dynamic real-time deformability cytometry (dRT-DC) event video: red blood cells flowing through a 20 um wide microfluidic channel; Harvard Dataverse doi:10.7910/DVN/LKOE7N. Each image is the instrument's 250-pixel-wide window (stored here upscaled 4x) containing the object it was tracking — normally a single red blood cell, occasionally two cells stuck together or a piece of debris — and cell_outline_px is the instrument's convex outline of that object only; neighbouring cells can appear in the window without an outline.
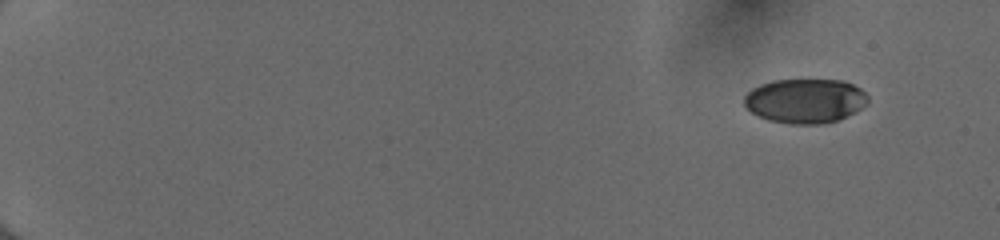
{"species": "human", "species_latin": "Homo sapiens", "temperature_condition": "cold", "stored_images_in_passage": 50, "camera_frame_rate_fps": 3000, "um_per_image_px": 0.085, "donor": {"sex": "female"}, "frame": {"image": 1, "passage_image": 1, "time_ms": 0.0, "image_size_px": [1000, 240], "cell_outline_px": [[868, 104], [836, 120], [820, 124], [788, 124], [768, 120], [752, 112], [744, 104], [744, 96], [752, 88], [760, 84], [772, 80], [844, 80], [860, 88], [868, 96]], "centroid_in_image_um": [68.42, 8.56], "position_along_channel_um": 16.6, "area_um2": 31.91}}
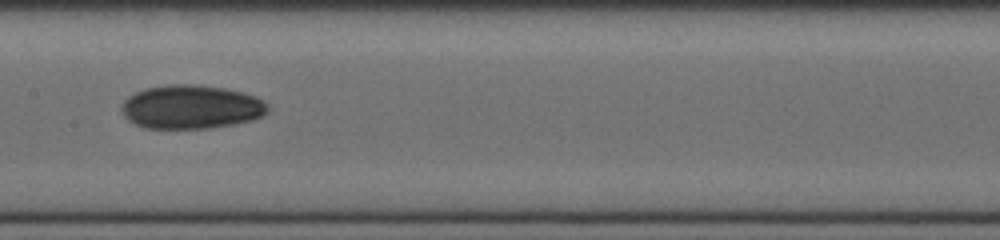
{"frame": {"image": 2, "passage_image": 27, "time_ms": 8.667, "image_size_px": [1000, 240], "cell_outline_px": [[268, 112], [252, 120], [212, 128], [144, 128], [128, 120], [120, 112], [120, 108], [124, 100], [128, 96], [136, 92], [148, 88], [172, 84], [188, 84], [224, 88], [240, 92], [252, 96], [268, 104]], "centroid_in_image_um": [16.2, 9.1], "position_along_channel_um": 191.2, "area_um2": 36.99}}
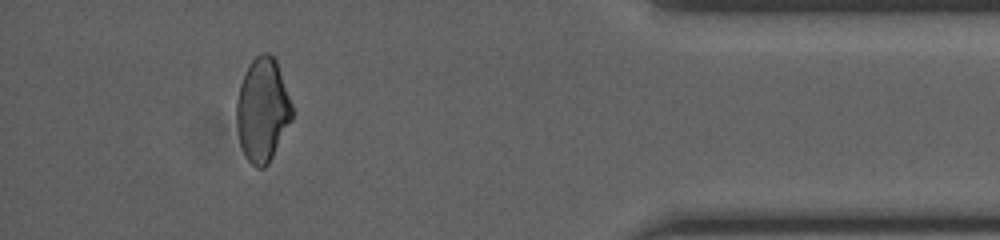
{"frame": {"image": 3, "passage_image": 46, "time_ms": 15.0, "image_size_px": [1000, 240], "cell_outline_px": [[292, 120], [268, 164], [264, 168], [256, 168], [248, 160], [240, 144], [236, 124], [236, 100], [240, 84], [252, 60], [260, 52], [268, 52], [276, 60], [292, 104]], "centroid_in_image_um": [22.31, 9.35], "position_along_channel_um": 412.9, "area_um2": 33.41}, "authors_computed_cell_mechanics": {"area_um2": 34.391, "velocity_mm_per_s": 4.0571, "shape_relaxation_time_tau1_ms": 5.6418, "shape_relaxation_time_tau2_ms": 5.8868, "deformation_change_tau1": 0.1305, "deformation_change_tau2": 0.0948}}